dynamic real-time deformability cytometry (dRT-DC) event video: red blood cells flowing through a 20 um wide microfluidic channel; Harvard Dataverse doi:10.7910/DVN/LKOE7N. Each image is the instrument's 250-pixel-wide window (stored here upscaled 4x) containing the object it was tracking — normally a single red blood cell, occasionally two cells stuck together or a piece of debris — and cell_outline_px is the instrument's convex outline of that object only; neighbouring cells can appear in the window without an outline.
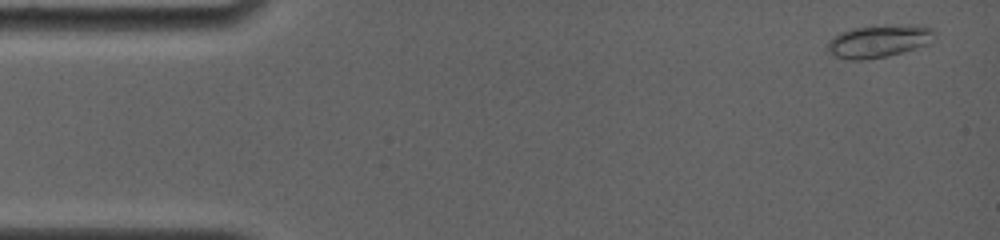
{"species": "common noctule bat (a hibernating species)", "species_latin": "Nyctalus noctula", "temperature_condition": "room temperature", "stored_images_in_passage": 77, "camera_frame_rate_fps": 4000, "um_per_image_px": 0.085, "animal": {"sex": "female", "body_mass_g": 19.0, "forearm_length_mm": 56.7}, "frame": {"image": 1, "passage_image": 3, "time_ms": 0.5, "image_size_px": [1000, 240], "cell_outline_px": [[936, 32], [928, 44], [916, 48], [888, 56], [860, 60], [848, 60], [836, 56], [828, 52], [828, 40], [840, 32], [852, 28], [908, 24], [916, 24], [932, 28]], "centroid_in_image_um": [74.7, 3.49], "position_along_channel_um": 10.3, "area_um2": 20.29}}
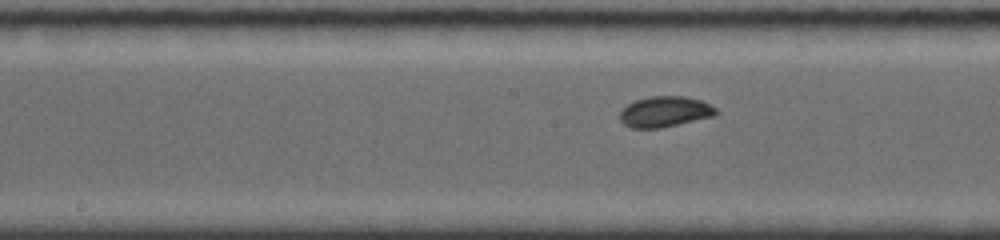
{"frame": {"image": 2, "passage_image": 37, "time_ms": 8.25, "image_size_px": [1000, 240], "cell_outline_px": [[720, 112], [716, 116], [660, 128], [632, 128], [624, 124], [620, 120], [620, 112], [628, 104], [636, 100], [652, 96], [684, 96], [700, 100], [716, 108]], "centroid_in_image_um": [56.54, 9.5], "position_along_channel_um": 191.7, "area_um2": 17.17}}
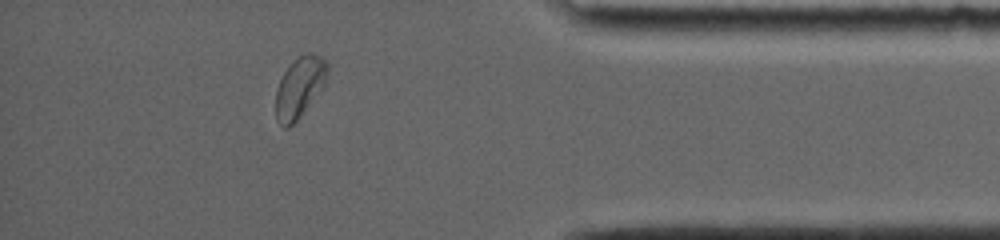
{"frame": {"image": 3, "passage_image": 67, "time_ms": 14.5, "image_size_px": [1000, 240], "cell_outline_px": [[328, 68], [324, 88], [296, 120], [288, 128], [284, 128], [276, 120], [276, 88], [284, 72], [292, 60], [304, 52], [312, 52], [328, 60]], "centroid_in_image_um": [25.48, 7.37], "position_along_channel_um": 409.7, "area_um2": 18.55}, "authors_computed_cell_mechanics": {"area_um2": 17.1666, "velocity_mm_per_s": 3.7723, "shape_relaxation_time_tau1_ms": 3.0119, "shape_relaxation_time_tau2_ms": null, "deformation_change_tau1": 0.1002, "deformation_change_tau2": null}}